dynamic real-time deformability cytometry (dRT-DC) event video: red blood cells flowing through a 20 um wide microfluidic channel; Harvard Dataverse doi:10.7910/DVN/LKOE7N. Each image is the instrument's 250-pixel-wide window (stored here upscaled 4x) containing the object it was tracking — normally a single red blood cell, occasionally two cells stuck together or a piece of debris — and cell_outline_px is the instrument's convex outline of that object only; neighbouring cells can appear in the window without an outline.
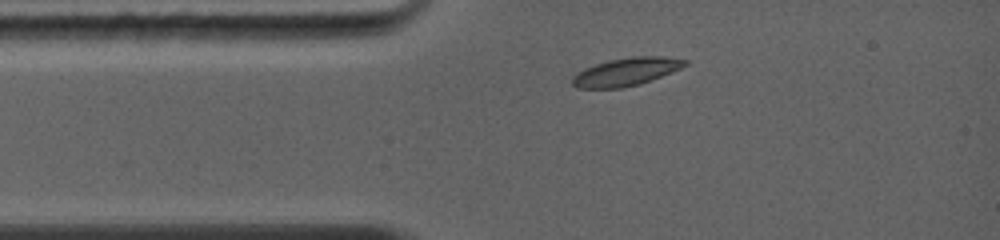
{"species": "common noctule bat (a hibernating species)", "species_latin": "Nyctalus noctula", "temperature_condition": "warm", "stored_images_in_passage": 2, "camera_frame_rate_fps": 5000, "um_per_image_px": 0.085, "animal": {"sex": "female", "body_mass_g": 19.0, "forearm_length_mm": 56.7}, "frame": {"image": 1, "passage_image": 1, "time_ms": 0.0, "image_size_px": [1000, 240], "cell_outline_px": [[688, 64], [672, 72], [652, 80], [640, 84], [620, 88], [576, 88], [572, 84], [572, 76], [576, 72], [584, 68], [608, 60], [632, 56], [664, 56], [688, 60]], "centroid_in_image_um": [53.21, 6.1], "position_along_channel_um": 31.8, "area_um2": 18.5}}
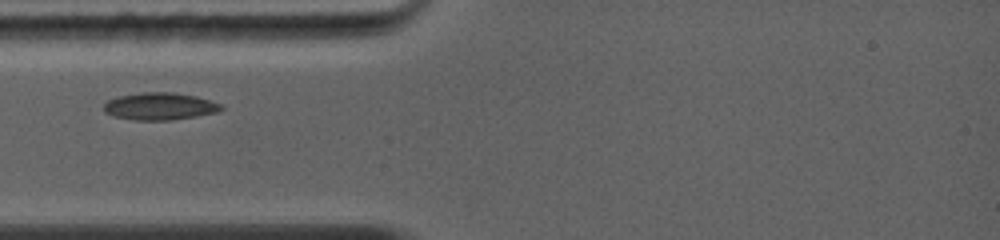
{"frame": {"image": 2, "passage_image": 2, "time_ms": 1.2, "image_size_px": [1000, 240], "cell_outline_px": [[224, 108], [216, 112], [196, 116], [168, 120], [136, 120], [112, 116], [104, 112], [104, 104], [108, 100], [120, 96], [144, 92], [172, 92], [196, 96], [224, 104]], "centroid_in_image_um": [13.6, 9.03], "position_along_channel_um": 71.4, "area_um2": 18.61}}